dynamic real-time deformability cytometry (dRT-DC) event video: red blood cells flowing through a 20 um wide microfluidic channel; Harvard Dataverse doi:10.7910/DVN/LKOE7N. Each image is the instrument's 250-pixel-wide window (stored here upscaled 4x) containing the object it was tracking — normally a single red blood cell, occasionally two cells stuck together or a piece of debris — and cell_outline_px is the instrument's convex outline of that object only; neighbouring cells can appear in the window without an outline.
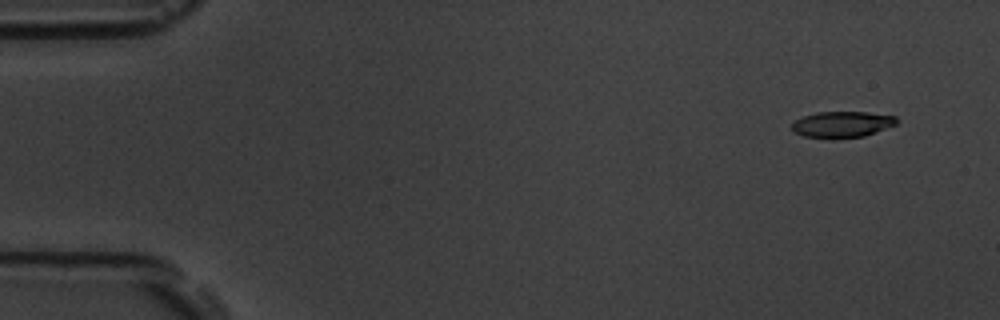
{"species": "common noctule bat (a hibernating species)", "species_latin": "Nyctalus noctula", "temperature_condition": "room temperature", "stored_images_in_passage": 54, "camera_frame_rate_fps": 3000, "um_per_image_px": 0.085, "animal": {"sex": "male", "body_mass_g": 19.5, "forearm_length_mm": 54.6}, "frame": {"image": 1, "passage_image": 4, "time_ms": 1.0, "image_size_px": [1000, 320], "cell_outline_px": [[900, 120], [896, 124], [876, 132], [864, 136], [804, 136], [796, 132], [792, 128], [792, 124], [796, 120], [804, 116], [816, 112], [864, 112], [896, 116]], "centroid_in_image_um": [71.64, 10.53], "position_along_channel_um": 13.4, "area_um2": 15.26}}
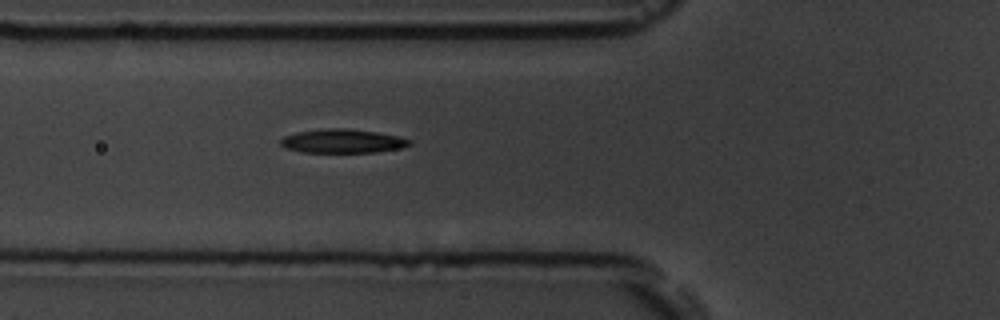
{"frame": {"image": 2, "passage_image": 20, "time_ms": 6.333, "image_size_px": [1000, 320], "cell_outline_px": [[412, 144], [404, 148], [376, 152], [300, 152], [288, 148], [280, 144], [280, 140], [284, 136], [296, 132], [328, 128], [348, 128], [376, 132], [400, 136], [412, 140]], "centroid_in_image_um": [29.17, 11.99], "position_along_channel_um": 96.6, "area_um2": 18.03}}
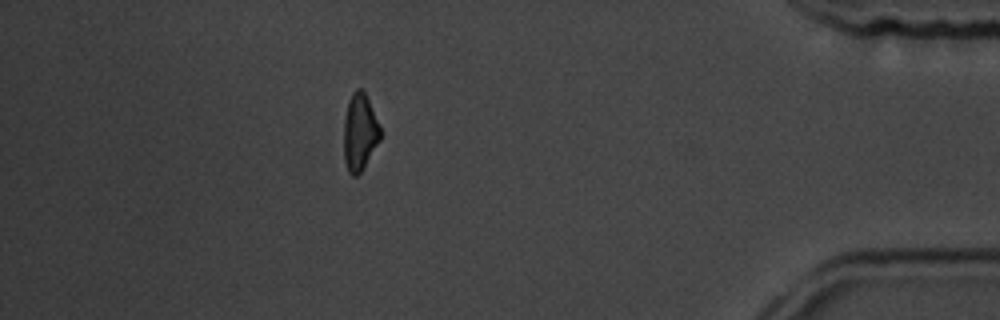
{"frame": {"image": 3, "passage_image": 48, "time_ms": 15.667, "image_size_px": [1000, 320], "cell_outline_px": [[380, 140], [360, 172], [356, 176], [352, 176], [348, 172], [344, 160], [344, 116], [348, 100], [352, 92], [356, 88], [360, 88], [364, 92], [380, 124]], "centroid_in_image_um": [30.56, 11.21], "position_along_channel_um": 404.6, "area_um2": 16.36}, "authors_computed_cell_mechanics": {"area_um2": 17.6001, "velocity_mm_per_s": 3.8009, "shape_relaxation_time_tau1_ms": 4.2577, "shape_relaxation_time_tau2_ms": null, "deformation_change_tau1": 0.1648, "deformation_change_tau2": null}}